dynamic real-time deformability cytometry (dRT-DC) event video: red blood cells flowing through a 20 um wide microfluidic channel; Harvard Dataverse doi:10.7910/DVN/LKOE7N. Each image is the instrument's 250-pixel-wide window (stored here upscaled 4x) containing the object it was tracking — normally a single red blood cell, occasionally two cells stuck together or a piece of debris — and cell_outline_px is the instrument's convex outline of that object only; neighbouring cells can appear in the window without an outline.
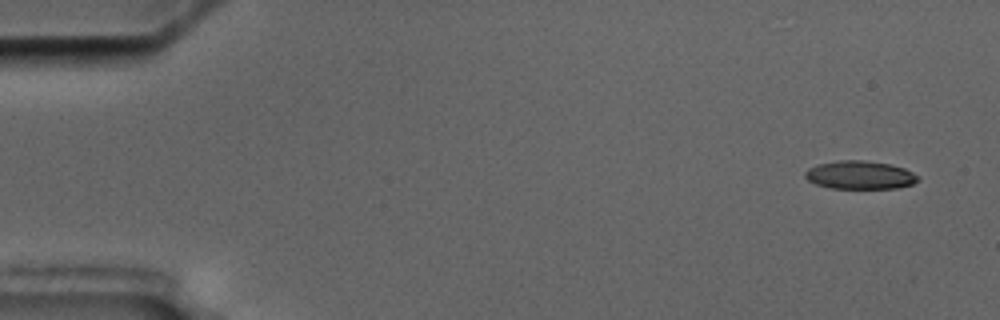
{"species": "common noctule bat (a hibernating species)", "species_latin": "Nyctalus noctula", "temperature_condition": "cold", "stored_images_in_passage": 7, "camera_frame_rate_fps": 3000, "um_per_image_px": 0.085, "animal": {"sex": "male", "body_mass_g": 17.5, "forearm_length_mm": 52.3}, "frame": {"image": 1, "passage_image": 1, "time_ms": 0.0, "image_size_px": [1000, 320], "cell_outline_px": [[920, 176], [912, 184], [896, 188], [832, 188], [816, 184], [808, 180], [804, 176], [804, 172], [808, 168], [816, 164], [836, 160], [864, 160], [888, 164], [904, 168]], "centroid_in_image_um": [73.05, 14.86], "position_along_channel_um": 12.0, "area_um2": 18.55}}
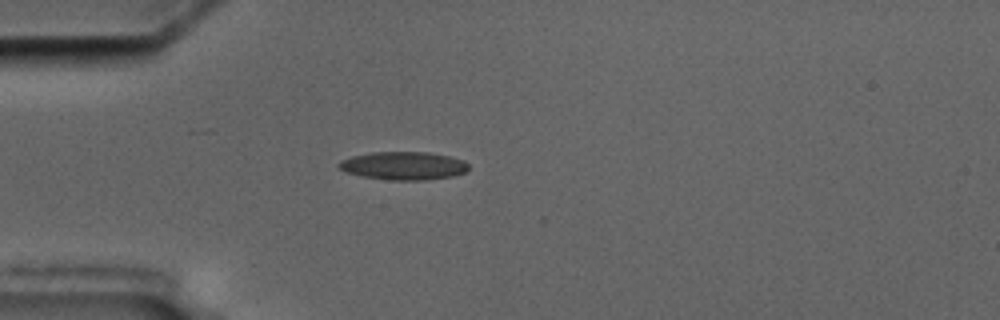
{"frame": {"image": 2, "passage_image": 4, "time_ms": 4.333, "image_size_px": [1000, 320], "cell_outline_px": [[468, 172], [452, 176], [424, 180], [392, 180], [364, 176], [344, 172], [336, 164], [340, 160], [352, 156], [372, 152], [428, 152], [448, 156], [464, 160], [468, 164]], "centroid_in_image_um": [34.3, 14.08], "position_along_channel_um": 50.7, "area_um2": 21.27}}
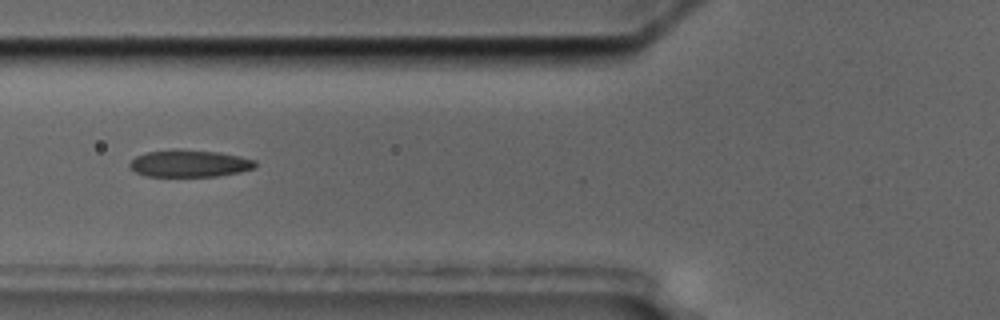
{"frame": {"image": 3, "passage_image": 6, "time_ms": 6.333, "image_size_px": [1000, 320], "cell_outline_px": [[256, 164], [252, 168], [240, 172], [216, 176], [148, 176], [136, 172], [128, 164], [136, 156], [144, 152], [176, 148], [220, 152], [240, 156], [256, 160]], "centroid_in_image_um": [16.09, 13.87], "position_along_channel_um": 109.7, "area_um2": 19.94}}